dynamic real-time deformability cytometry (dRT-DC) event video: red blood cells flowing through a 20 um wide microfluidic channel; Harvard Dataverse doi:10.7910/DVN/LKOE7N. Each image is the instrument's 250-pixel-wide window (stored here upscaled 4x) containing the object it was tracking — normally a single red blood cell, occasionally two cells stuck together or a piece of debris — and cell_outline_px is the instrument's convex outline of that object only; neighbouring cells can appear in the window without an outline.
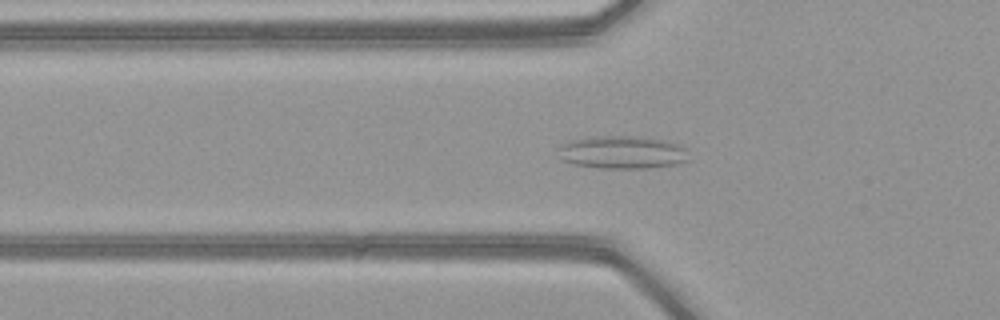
{"species": "common noctule bat (a hibernating species)", "species_latin": "Nyctalus noctula", "temperature_condition": "warm", "stored_images_in_passage": 51, "camera_frame_rate_fps": 3000, "um_per_image_px": 0.085, "animal": {"sex": "female", "body_mass_g": 21.9}, "frame": {"image": 1, "passage_image": 18, "time_ms": 5.667, "image_size_px": [1000, 320], "cell_outline_px": [[692, 160], [676, 164], [648, 168], [596, 168], [572, 164], [560, 160], [556, 148], [560, 144], [568, 140], [588, 136], [632, 136], [660, 140], [680, 144], [684, 148]], "centroid_in_image_um": [52.81, 12.95], "position_along_channel_um": 73.0, "area_um2": 25.55}}
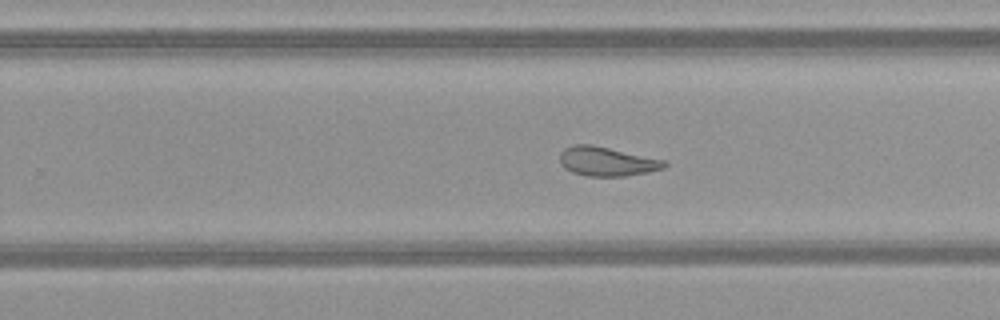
{"frame": {"image": 2, "passage_image": 33, "time_ms": 10.667, "image_size_px": [1000, 320], "cell_outline_px": [[668, 164], [664, 168], [648, 172], [624, 176], [588, 176], [572, 172], [564, 168], [560, 164], [560, 152], [564, 148], [572, 144], [592, 144], [668, 160]], "centroid_in_image_um": [51.6, 13.71], "position_along_channel_um": 278.2, "area_um2": 18.09}}
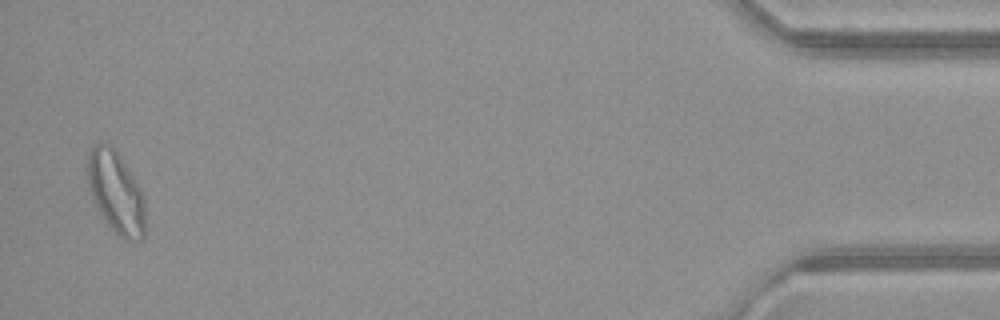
{"frame": {"image": 3, "passage_image": 50, "time_ms": 16.333, "image_size_px": [1000, 320], "cell_outline_px": [[144, 236], [140, 240], [124, 240], [104, 220], [88, 188], [84, 168], [88, 152], [100, 140], [104, 140], [112, 144], [116, 148], [144, 192]], "centroid_in_image_um": [9.82, 16.24], "position_along_channel_um": 425.4, "area_um2": 28.44}, "authors_computed_cell_mechanics": {"area_um2": 23.0622, "velocity_mm_per_s": 4.0849, "shape_relaxation_time_tau1_ms": null, "shape_relaxation_time_tau2_ms": 2.8271, "deformation_change_tau1": null, "deformation_change_tau2": 0.0977}}